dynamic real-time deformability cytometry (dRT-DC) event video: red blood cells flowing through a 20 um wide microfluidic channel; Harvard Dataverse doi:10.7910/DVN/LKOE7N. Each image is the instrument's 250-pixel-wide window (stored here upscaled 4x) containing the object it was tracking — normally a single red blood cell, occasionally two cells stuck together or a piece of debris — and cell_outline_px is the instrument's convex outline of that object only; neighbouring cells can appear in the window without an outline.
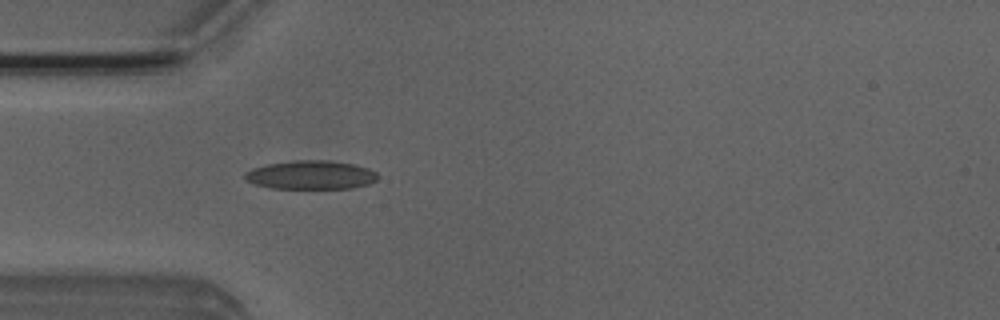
{"species": "Egyptian fruit bat (a non-hibernating species)", "species_latin": "Rousettus aegyptiacus", "temperature_condition": "room temperature", "stored_images_in_passage": 4, "camera_frame_rate_fps": 3000, "um_per_image_px": 0.085, "animal": {"sex": "male"}, "frame": {"image": 1, "passage_image": 4, "time_ms": 1.0, "image_size_px": [1000, 320], "cell_outline_px": [[380, 176], [376, 180], [368, 184], [352, 188], [272, 188], [252, 184], [244, 180], [244, 172], [252, 168], [268, 164], [292, 160], [328, 160], [352, 164], [368, 168], [376, 172]], "centroid_in_image_um": [26.39, 14.87], "position_along_channel_um": 58.6, "area_um2": 22.37}}